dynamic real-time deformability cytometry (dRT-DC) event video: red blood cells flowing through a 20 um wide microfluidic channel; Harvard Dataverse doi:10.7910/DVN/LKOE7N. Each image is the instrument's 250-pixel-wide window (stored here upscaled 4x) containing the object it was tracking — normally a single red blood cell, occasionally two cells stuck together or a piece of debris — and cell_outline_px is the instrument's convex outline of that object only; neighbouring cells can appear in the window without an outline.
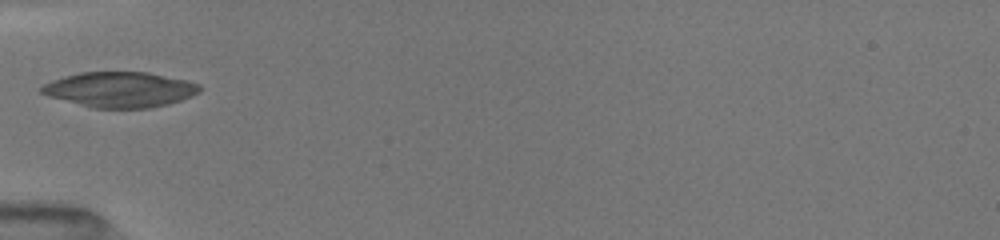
{"species": "common noctule bat (a hibernating species)", "species_latin": "Nyctalus noctula", "temperature_condition": "room temperature", "stored_images_in_passage": 11, "camera_frame_rate_fps": 3000, "um_per_image_px": 0.085, "animal": {"sex": "female", "body_mass_g": 19.5, "forearm_length_mm": 54.1}, "frame": {"image": 1, "passage_image": 1, "time_ms": 0.0, "image_size_px": [1000, 240], "cell_outline_px": [[204, 88], [200, 92], [192, 96], [168, 104], [148, 108], [92, 108], [48, 96], [40, 92], [40, 88], [44, 84], [52, 80], [64, 76], [80, 72], [148, 72], [188, 80], [200, 84]], "centroid_in_image_um": [10.23, 7.61], "position_along_channel_um": 74.8, "area_um2": 32.77}}
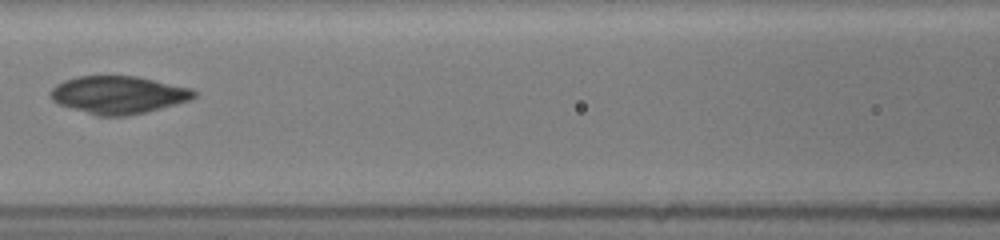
{"frame": {"image": 2, "passage_image": 3, "time_ms": 2.0, "image_size_px": [1000, 240], "cell_outline_px": [[196, 96], [188, 100], [176, 104], [144, 112], [124, 116], [96, 116], [60, 104], [52, 100], [48, 96], [48, 92], [56, 84], [64, 80], [76, 76], [136, 76], [192, 88], [196, 92]], "centroid_in_image_um": [10.02, 8.05], "position_along_channel_um": 156.6, "area_um2": 31.44}}
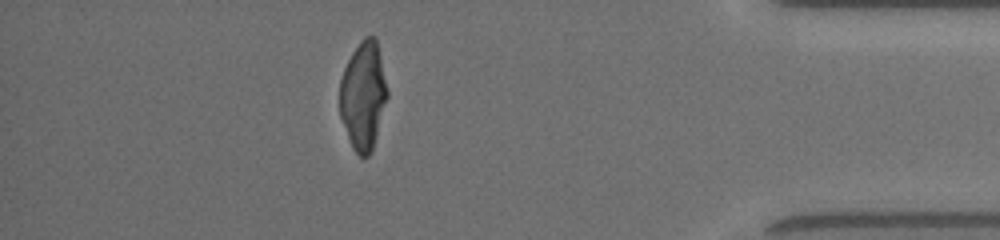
{"frame": {"image": 3, "passage_image": 10, "time_ms": 9.0, "image_size_px": [1000, 240], "cell_outline_px": [[388, 96], [372, 152], [368, 156], [360, 156], [352, 148], [340, 116], [340, 80], [344, 68], [352, 52], [360, 40], [364, 36], [376, 36], [388, 92]], "centroid_in_image_um": [30.88, 8.12], "position_along_channel_um": 404.3, "area_um2": 30.0}}